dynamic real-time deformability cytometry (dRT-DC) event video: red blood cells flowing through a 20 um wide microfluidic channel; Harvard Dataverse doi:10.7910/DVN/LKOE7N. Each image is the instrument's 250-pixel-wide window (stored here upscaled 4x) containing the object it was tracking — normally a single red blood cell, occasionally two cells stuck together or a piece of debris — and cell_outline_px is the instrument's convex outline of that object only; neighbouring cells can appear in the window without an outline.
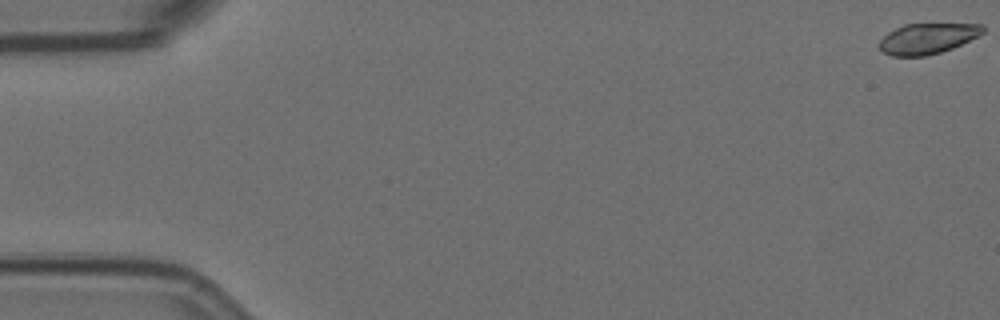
{"species": "Egyptian fruit bat (a non-hibernating species)", "species_latin": "Rousettus aegyptiacus", "temperature_condition": "room temperature", "stored_images_in_passage": 8, "camera_frame_rate_fps": 3000, "um_per_image_px": 0.085, "animal": {"sex": "female"}, "frame": {"image": 1, "passage_image": 1, "time_ms": 0.0, "image_size_px": [1000, 320], "cell_outline_px": [[984, 32], [952, 48], [940, 52], [924, 56], [892, 56], [880, 52], [880, 40], [888, 32], [904, 24], [984, 24]], "centroid_in_image_um": [78.79, 3.28], "position_along_channel_um": 6.2, "area_um2": 18.26}}